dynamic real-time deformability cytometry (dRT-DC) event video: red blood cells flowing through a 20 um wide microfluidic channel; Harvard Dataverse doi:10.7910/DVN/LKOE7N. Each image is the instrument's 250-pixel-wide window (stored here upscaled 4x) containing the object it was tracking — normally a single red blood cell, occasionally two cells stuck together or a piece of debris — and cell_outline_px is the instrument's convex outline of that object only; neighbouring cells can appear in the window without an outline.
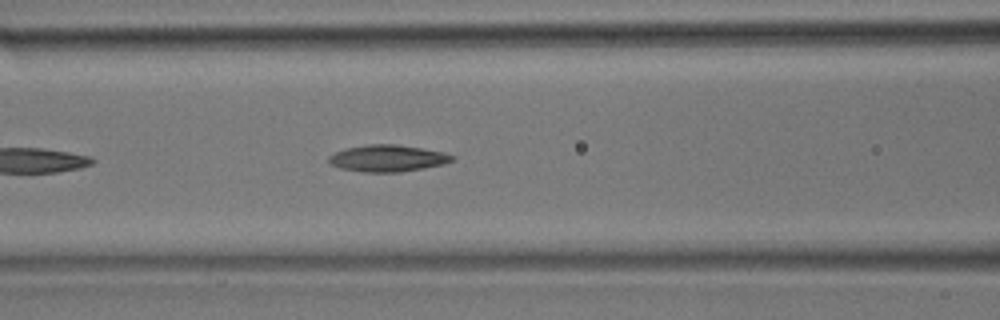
{"species": "common noctule bat (a hibernating species)", "species_latin": "Nyctalus noctula", "temperature_condition": "room temperature", "stored_images_in_passage": 16, "camera_frame_rate_fps": 3000, "um_per_image_px": 0.085, "animal": {"sex": "male", "body_mass_g": 17.9}, "frame": {"image": 1, "passage_image": 10, "time_ms": 3.0, "image_size_px": [1000, 320], "cell_outline_px": [[456, 156], [452, 160], [444, 164], [424, 168], [400, 172], [364, 172], [340, 168], [332, 164], [328, 160], [328, 156], [344, 148], [368, 144], [396, 144], [444, 152]], "centroid_in_image_um": [32.95, 13.45], "position_along_channel_um": 133.7, "area_um2": 19.19}}